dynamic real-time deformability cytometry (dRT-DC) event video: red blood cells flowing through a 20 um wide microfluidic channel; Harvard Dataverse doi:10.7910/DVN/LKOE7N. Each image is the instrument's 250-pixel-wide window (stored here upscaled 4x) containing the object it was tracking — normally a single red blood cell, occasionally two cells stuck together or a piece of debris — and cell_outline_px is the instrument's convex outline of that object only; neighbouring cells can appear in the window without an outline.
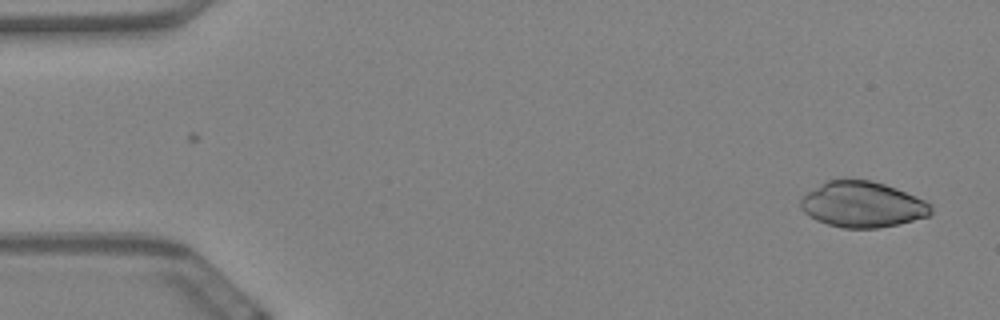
{"species": "Egyptian fruit bat (a non-hibernating species)", "species_latin": "Rousettus aegyptiacus", "temperature_condition": "warm", "stored_images_in_passage": 59, "camera_frame_rate_fps": 3000, "um_per_image_px": 0.085, "animal": {"sex": "female"}, "frame": {"image": 1, "passage_image": 2, "time_ms": 0.333, "image_size_px": [1000, 320], "cell_outline_px": [[932, 212], [928, 216], [896, 224], [876, 228], [844, 228], [828, 224], [816, 220], [804, 212], [800, 208], [800, 200], [808, 192], [828, 180], [844, 176], [868, 180], [884, 184], [896, 188], [924, 200], [932, 204]], "centroid_in_image_um": [73.28, 17.35], "position_along_channel_um": 11.7, "area_um2": 34.85}}
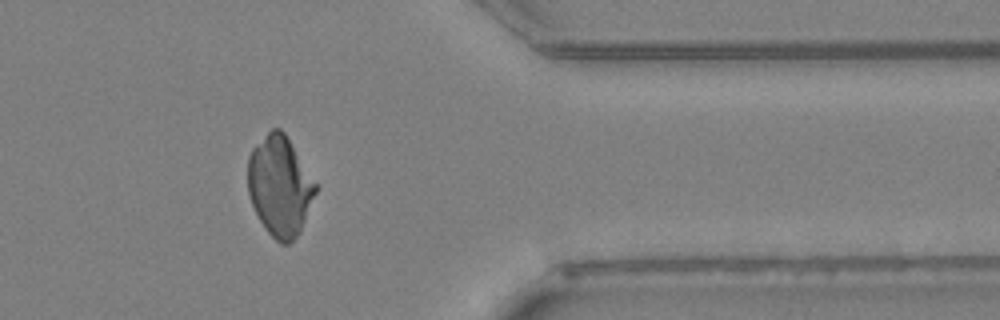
{"frame": {"image": 2, "passage_image": 48, "time_ms": 15.667, "image_size_px": [1000, 320], "cell_outline_px": [[316, 192], [300, 232], [288, 244], [280, 244], [268, 232], [260, 220], [252, 204], [248, 192], [248, 156], [252, 148], [272, 128], [280, 128], [284, 132], [316, 184]], "centroid_in_image_um": [23.76, 15.82], "position_along_channel_um": 387.6, "area_um2": 38.9}}
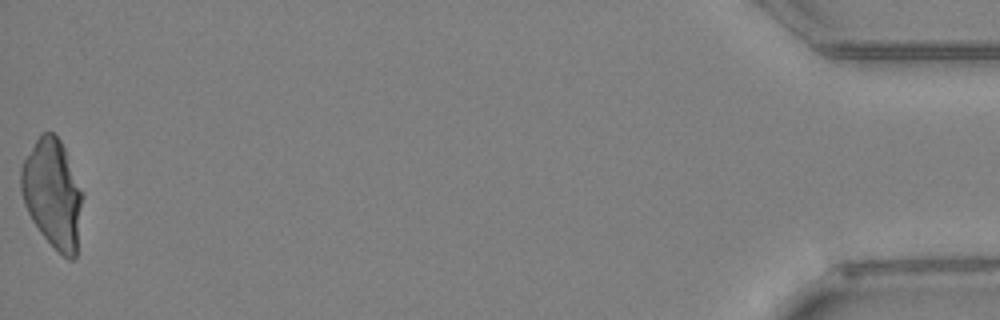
{"frame": {"image": 3, "passage_image": 59, "time_ms": 19.333, "image_size_px": [1000, 320], "cell_outline_px": [[84, 196], [76, 256], [72, 260], [68, 260], [40, 232], [32, 220], [24, 204], [20, 188], [20, 168], [24, 160], [36, 140], [44, 132], [52, 132], [60, 140], [64, 148]], "centroid_in_image_um": [4.48, 16.47], "position_along_channel_um": 430.7, "area_um2": 38.67}}